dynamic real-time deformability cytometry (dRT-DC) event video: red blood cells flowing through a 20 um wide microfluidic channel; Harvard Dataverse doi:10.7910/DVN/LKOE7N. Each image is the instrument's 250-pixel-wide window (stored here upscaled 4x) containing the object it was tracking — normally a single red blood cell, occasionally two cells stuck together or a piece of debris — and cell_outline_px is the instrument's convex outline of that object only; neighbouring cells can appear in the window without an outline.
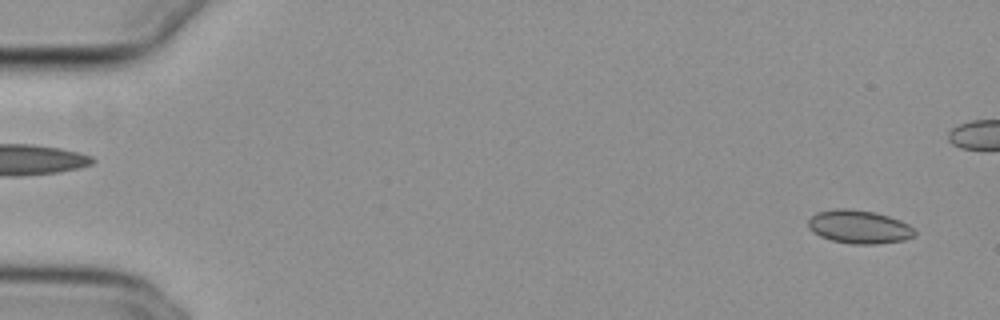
{"species": "common noctule bat (a hibernating species)", "species_latin": "Nyctalus noctula", "temperature_condition": "cold", "stored_images_in_passage": 47, "camera_frame_rate_fps": 3000, "um_per_image_px": 0.085, "animal": {"sex": "female", "body_mass_g": 29.2, "forearm_length_mm": 56.3}, "frame": {"image": 1, "passage_image": 2, "time_ms": 0.333, "image_size_px": [1000, 320], "cell_outline_px": [[916, 232], [912, 236], [904, 240], [876, 244], [852, 244], [832, 240], [820, 236], [812, 232], [808, 228], [808, 220], [816, 212], [836, 208], [848, 208], [876, 212], [900, 220], [908, 224]], "centroid_in_image_um": [72.99, 19.27], "position_along_channel_um": 12.0, "area_um2": 20.75}}
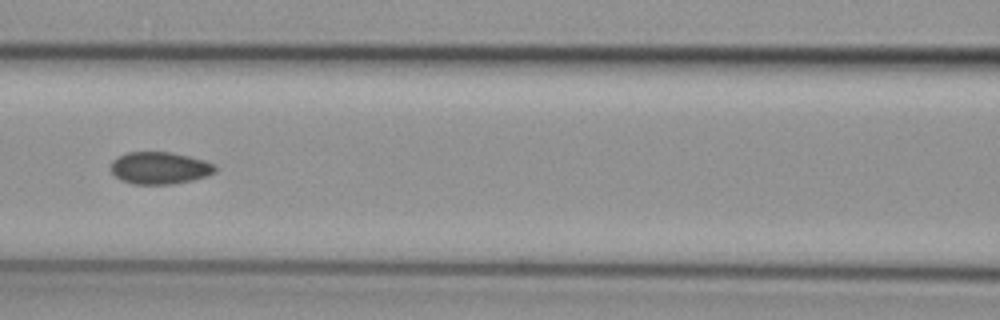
{"frame": {"image": 2, "passage_image": 24, "time_ms": 7.667, "image_size_px": [1000, 320], "cell_outline_px": [[216, 172], [208, 176], [192, 180], [172, 184], [132, 184], [120, 180], [112, 172], [112, 160], [128, 152], [168, 152], [188, 156], [204, 160], [216, 164]], "centroid_in_image_um": [13.61, 14.29], "position_along_channel_um": 153.0, "area_um2": 19.54}}
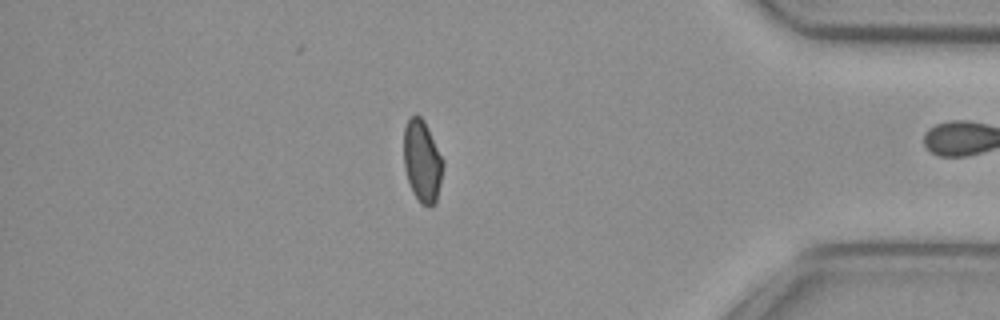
{"frame": {"image": 3, "passage_image": 46, "time_ms": 15.0, "image_size_px": [1000, 320], "cell_outline_px": [[444, 164], [440, 184], [436, 200], [428, 208], [420, 204], [412, 192], [404, 168], [404, 128], [408, 120], [416, 112], [424, 120], [444, 160]], "centroid_in_image_um": [35.88, 13.7], "position_along_channel_um": 399.3, "area_um2": 18.9}, "authors_computed_cell_mechanics": {"area_um2": 19.8254, "velocity_mm_per_s": 3.8251, "shape_relaxation_time_tau1_ms": null, "shape_relaxation_time_tau2_ms": 2.1808, "deformation_change_tau1": null, "deformation_change_tau2": 0.0641}}